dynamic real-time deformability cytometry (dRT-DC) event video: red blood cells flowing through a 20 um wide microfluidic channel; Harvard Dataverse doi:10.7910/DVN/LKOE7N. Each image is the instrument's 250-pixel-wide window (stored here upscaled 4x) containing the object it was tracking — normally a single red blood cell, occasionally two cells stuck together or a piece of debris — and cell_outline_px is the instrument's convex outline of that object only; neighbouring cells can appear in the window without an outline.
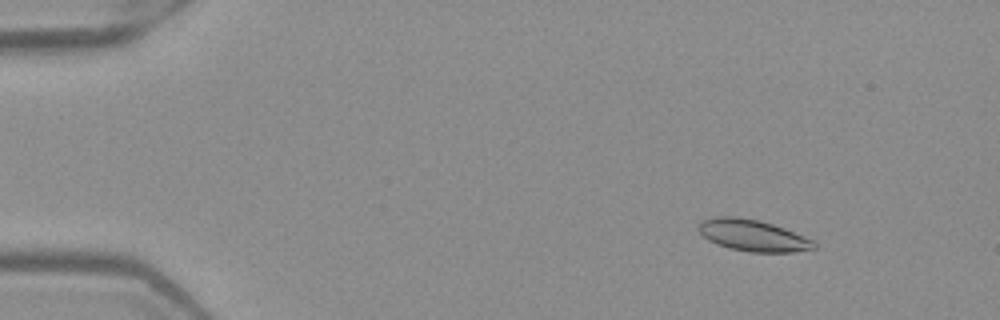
{"species": "Egyptian fruit bat (a non-hibernating species)", "species_latin": "Rousettus aegyptiacus", "temperature_condition": "warm", "stored_images_in_passage": 52, "camera_frame_rate_fps": 3000, "um_per_image_px": 0.085, "frame": {"image": 1, "passage_image": 7, "time_ms": 2.0, "image_size_px": [1000, 320], "cell_outline_px": [[816, 248], [792, 252], [752, 252], [728, 248], [716, 244], [708, 240], [696, 228], [704, 220], [720, 216], [736, 216], [756, 220], [772, 224], [784, 228], [804, 236], [812, 240], [816, 244]], "centroid_in_image_um": [63.98, 20.02], "position_along_channel_um": 21.0, "area_um2": 20.98}}
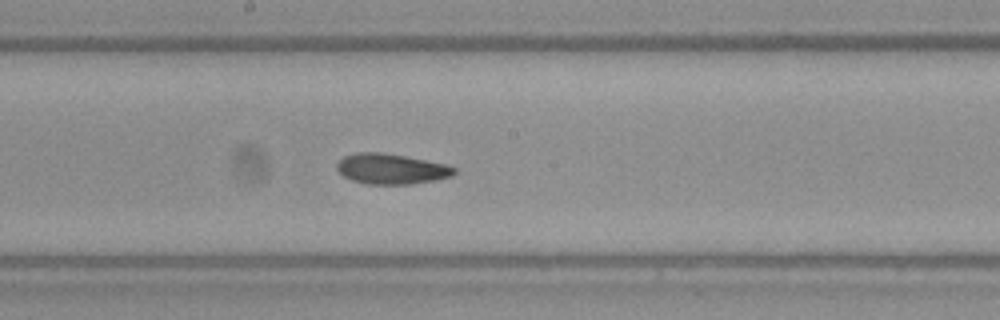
{"frame": {"image": 2, "passage_image": 29, "time_ms": 9.333, "image_size_px": [1000, 320], "cell_outline_px": [[456, 172], [452, 176], [436, 180], [412, 184], [368, 184], [352, 180], [344, 176], [336, 168], [336, 164], [344, 156], [356, 152], [380, 152], [404, 156], [448, 164], [456, 168]], "centroid_in_image_um": [33.28, 14.35], "position_along_channel_um": 214.9, "area_um2": 20.81}}
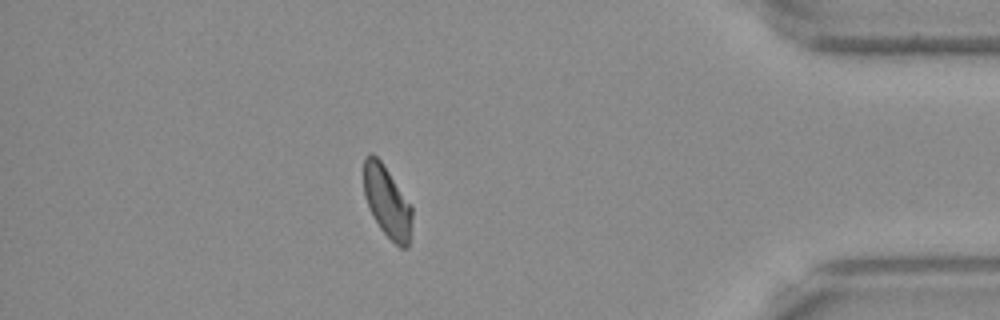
{"frame": {"image": 3, "passage_image": 46, "time_ms": 15.0, "image_size_px": [1000, 320], "cell_outline_px": [[412, 216], [408, 248], [400, 248], [380, 228], [372, 216], [368, 208], [364, 196], [364, 156], [368, 152], [372, 152], [380, 160], [412, 204]], "centroid_in_image_um": [32.89, 17.13], "position_along_channel_um": 402.3, "area_um2": 20.29}, "authors_computed_cell_mechanics": {"area_um2": 20.9236, "velocity_mm_per_s": 3.9821, "shape_relaxation_time_tau1_ms": 4.6209, "shape_relaxation_time_tau2_ms": 6.8443, "deformation_change_tau1": 0.118, "deformation_change_tau2": 0.1072}}